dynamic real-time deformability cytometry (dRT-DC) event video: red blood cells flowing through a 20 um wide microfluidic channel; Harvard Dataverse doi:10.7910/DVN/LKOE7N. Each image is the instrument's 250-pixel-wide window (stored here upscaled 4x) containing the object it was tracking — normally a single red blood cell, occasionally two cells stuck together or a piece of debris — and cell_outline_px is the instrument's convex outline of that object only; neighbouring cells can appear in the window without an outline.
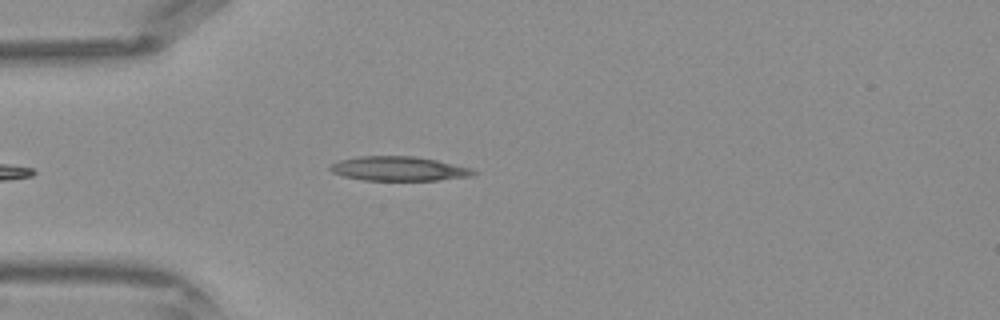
{"species": "Egyptian fruit bat (a non-hibernating species)", "species_latin": "Rousettus aegyptiacus", "temperature_condition": "warm", "stored_images_in_passage": 31, "camera_frame_rate_fps": 3000, "um_per_image_px": 0.085, "frame": {"image": 1, "passage_image": 3, "time_ms": 0.667, "image_size_px": [1000, 320], "cell_outline_px": [[480, 172], [472, 176], [440, 180], [364, 180], [344, 176], [332, 172], [328, 168], [332, 164], [340, 160], [356, 156], [416, 156], [436, 160], [472, 168]], "centroid_in_image_um": [33.93, 14.33], "position_along_channel_um": 51.1, "area_um2": 20.4}}
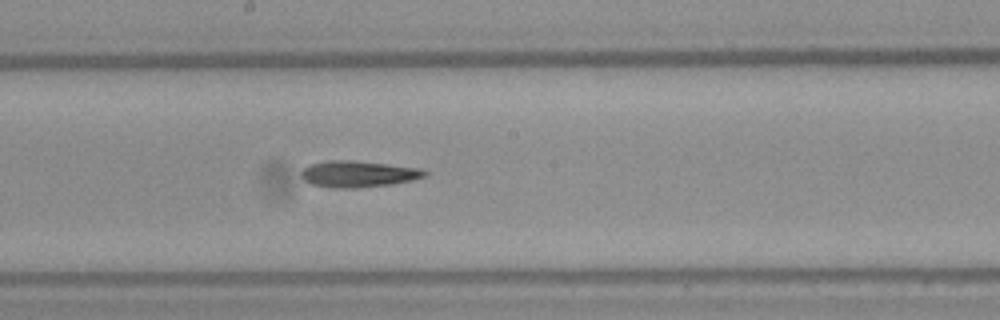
{"frame": {"image": 2, "passage_image": 14, "time_ms": 4.333, "image_size_px": [1000, 320], "cell_outline_px": [[428, 176], [412, 180], [392, 184], [356, 188], [332, 188], [312, 184], [304, 180], [300, 176], [300, 172], [304, 168], [312, 164], [328, 160], [352, 160], [420, 168], [428, 172]], "centroid_in_image_um": [30.45, 14.79], "position_along_channel_um": 217.7, "area_um2": 19.02}}
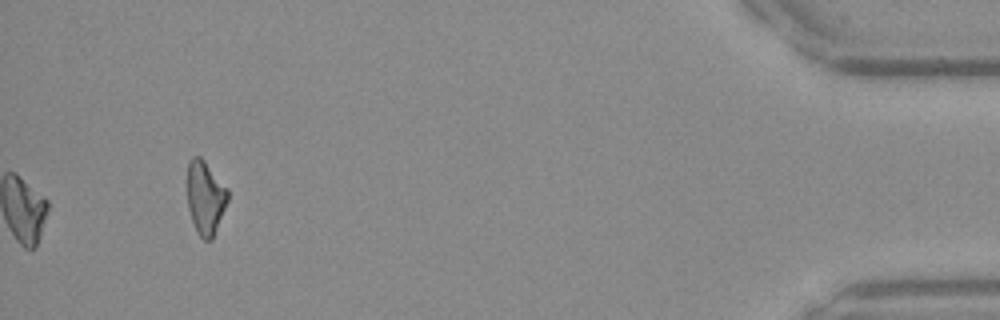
{"frame": {"image": 3, "passage_image": 31, "time_ms": 10.0, "image_size_px": [1000, 320], "cell_outline_px": [[228, 200], [212, 240], [204, 240], [196, 232], [188, 208], [188, 160], [192, 156], [200, 156], [204, 160], [228, 188]], "centroid_in_image_um": [17.46, 16.79], "position_along_channel_um": 417.7, "area_um2": 17.34}}